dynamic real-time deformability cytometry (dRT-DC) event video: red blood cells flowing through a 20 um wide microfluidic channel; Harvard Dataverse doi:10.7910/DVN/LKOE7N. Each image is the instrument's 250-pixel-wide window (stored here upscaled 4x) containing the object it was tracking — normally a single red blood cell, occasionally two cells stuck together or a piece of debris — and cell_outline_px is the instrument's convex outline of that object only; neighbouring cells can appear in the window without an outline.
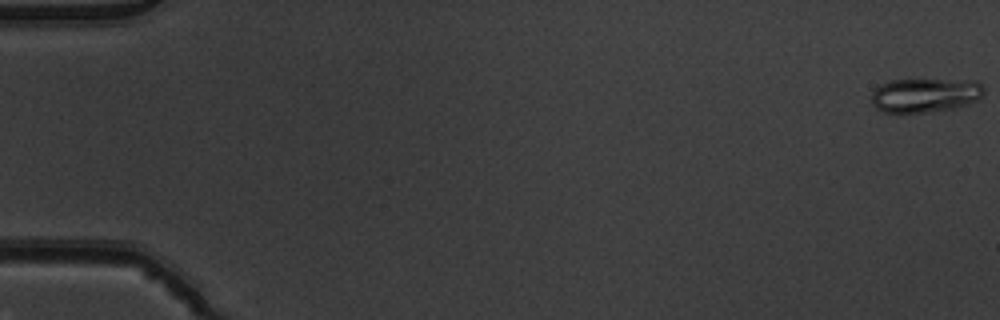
{"species": "common noctule bat (a hibernating species)", "species_latin": "Nyctalus noctula", "temperature_condition": "warm", "stored_images_in_passage": 53, "camera_frame_rate_fps": 3000, "um_per_image_px": 0.085, "animal": {"sex": "male", "body_mass_g": 19.5, "forearm_length_mm": 54.6}, "frame": {"image": 1, "passage_image": 1, "time_ms": 0.0, "image_size_px": [1000, 320], "cell_outline_px": [[984, 92], [980, 100], [968, 104], [952, 108], [932, 112], [896, 116], [884, 112], [876, 108], [872, 104], [872, 92], [880, 84], [888, 80], [976, 80], [984, 88]], "centroid_in_image_um": [78.6, 8.13], "position_along_channel_um": 6.4, "area_um2": 23.18}}
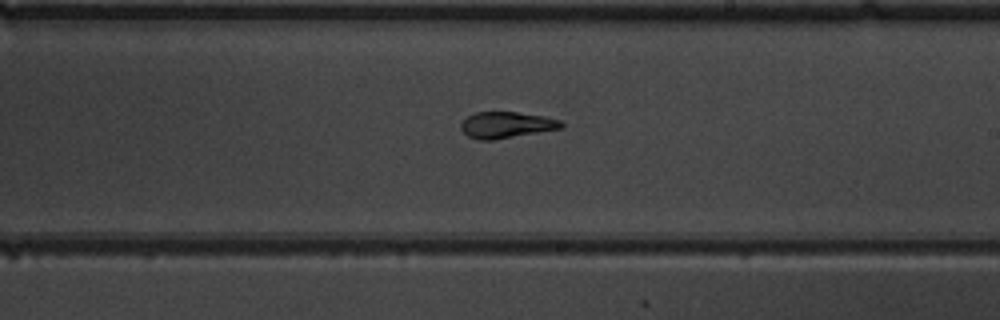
{"frame": {"image": 2, "passage_image": 32, "time_ms": 10.333, "image_size_px": [1000, 320], "cell_outline_px": [[564, 128], [492, 140], [480, 140], [468, 136], [460, 128], [460, 124], [468, 116], [476, 112], [516, 112], [544, 116], [560, 120], [564, 124]], "centroid_in_image_um": [43.06, 10.62], "position_along_channel_um": 245.9, "area_um2": 15.32}}
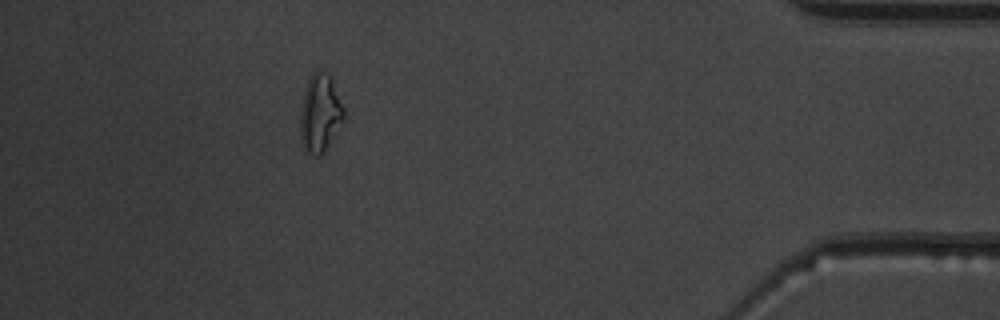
{"frame": {"image": 3, "passage_image": 48, "time_ms": 15.667, "image_size_px": [1000, 320], "cell_outline_px": [[344, 120], [324, 152], [320, 156], [316, 156], [308, 152], [300, 136], [300, 108], [304, 92], [308, 80], [312, 72], [320, 72], [328, 76], [332, 80], [344, 108]], "centroid_in_image_um": [27.2, 9.65], "position_along_channel_um": 408.0, "area_um2": 19.42}, "authors_computed_cell_mechanics": {"area_um2": 16.473, "velocity_mm_per_s": 3.9074, "shape_relaxation_time_tau1_ms": null, "shape_relaxation_time_tau2_ms": 1.5416, "deformation_change_tau1": null, "deformation_change_tau2": 0.0998}}